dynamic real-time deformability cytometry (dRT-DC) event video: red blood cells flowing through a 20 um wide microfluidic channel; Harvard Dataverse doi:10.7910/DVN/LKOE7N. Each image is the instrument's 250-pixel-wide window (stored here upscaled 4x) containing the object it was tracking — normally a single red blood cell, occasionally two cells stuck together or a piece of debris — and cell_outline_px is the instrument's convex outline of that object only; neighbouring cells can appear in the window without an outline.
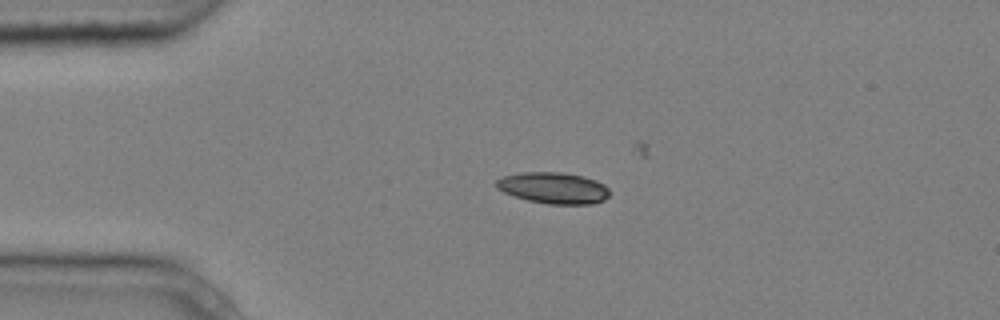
{"species": "common noctule bat (a hibernating species)", "species_latin": "Nyctalus noctula", "temperature_condition": "cold", "stored_images_in_passage": 4, "camera_frame_rate_fps": 3000, "um_per_image_px": 0.085, "animal": {"sex": "male", "body_mass_g": 20.4}, "frame": {"image": 1, "passage_image": 3, "time_ms": 0.667, "image_size_px": [1000, 320], "cell_outline_px": [[608, 196], [604, 200], [592, 204], [548, 204], [528, 200], [512, 196], [496, 188], [496, 180], [504, 176], [524, 172], [560, 172], [580, 176], [596, 180], [604, 184], [608, 188]], "centroid_in_image_um": [47.03, 15.98], "position_along_channel_um": 38.0, "area_um2": 20.58}}